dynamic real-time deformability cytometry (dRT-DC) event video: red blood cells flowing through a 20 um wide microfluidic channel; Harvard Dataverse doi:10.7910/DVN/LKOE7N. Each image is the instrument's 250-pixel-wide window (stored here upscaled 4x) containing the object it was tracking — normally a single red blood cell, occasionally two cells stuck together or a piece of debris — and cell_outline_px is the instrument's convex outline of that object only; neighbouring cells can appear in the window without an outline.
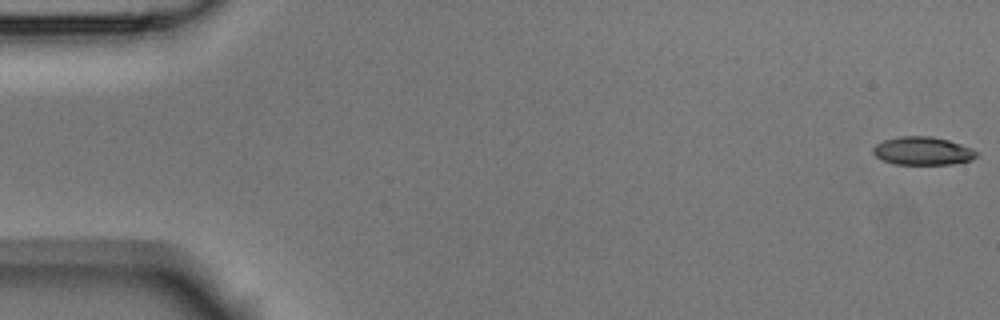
{"species": "Egyptian fruit bat (a non-hibernating species)", "species_latin": "Rousettus aegyptiacus", "temperature_condition": "room temperature", "stored_images_in_passage": 5, "camera_frame_rate_fps": 3000, "um_per_image_px": 0.085, "animal": {"sex": "male"}, "frame": {"image": 1, "passage_image": 1, "time_ms": 0.0, "image_size_px": [1000, 320], "cell_outline_px": [[980, 152], [972, 160], [952, 164], [896, 164], [884, 160], [876, 156], [872, 152], [872, 148], [876, 144], [884, 140], [900, 136], [932, 136], [948, 140], [972, 148]], "centroid_in_image_um": [78.45, 12.82], "position_along_channel_um": 6.5, "area_um2": 16.99}}
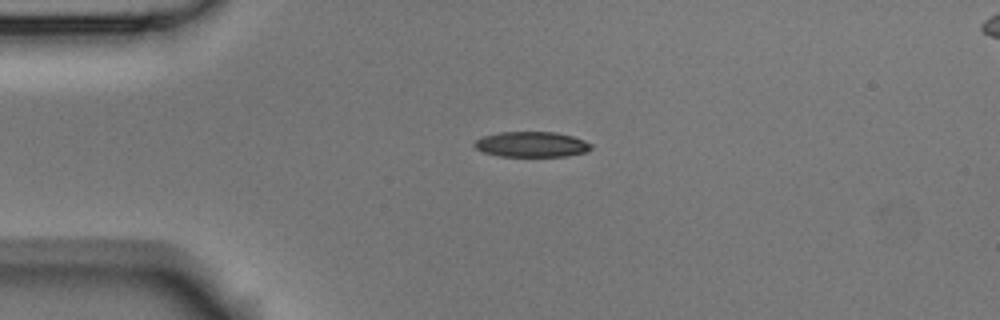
{"frame": {"image": 2, "passage_image": 4, "time_ms": 1.0, "image_size_px": [1000, 320], "cell_outline_px": [[592, 148], [588, 152], [568, 156], [500, 156], [484, 152], [476, 148], [472, 144], [476, 140], [484, 136], [500, 132], [556, 132], [572, 136], [584, 140], [592, 144]], "centroid_in_image_um": [45.22, 12.27], "position_along_channel_um": 39.8, "area_um2": 17.28}}